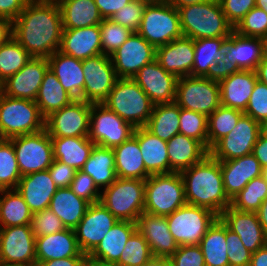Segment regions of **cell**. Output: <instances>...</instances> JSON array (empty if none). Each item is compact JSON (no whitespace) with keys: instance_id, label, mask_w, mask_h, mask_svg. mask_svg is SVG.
Wrapping results in <instances>:
<instances>
[{"instance_id":"6da1fadb","label":"cell","mask_w":267,"mask_h":266,"mask_svg":"<svg viewBox=\"0 0 267 266\" xmlns=\"http://www.w3.org/2000/svg\"><path fill=\"white\" fill-rule=\"evenodd\" d=\"M13 37L35 58H49L59 50L63 23L58 2L30 0L12 22Z\"/></svg>"},{"instance_id":"7a4b0ae2","label":"cell","mask_w":267,"mask_h":266,"mask_svg":"<svg viewBox=\"0 0 267 266\" xmlns=\"http://www.w3.org/2000/svg\"><path fill=\"white\" fill-rule=\"evenodd\" d=\"M187 204L211 210L218 216L231 206L223 184L220 161L208 154L201 162L180 172Z\"/></svg>"},{"instance_id":"3957f363","label":"cell","mask_w":267,"mask_h":266,"mask_svg":"<svg viewBox=\"0 0 267 266\" xmlns=\"http://www.w3.org/2000/svg\"><path fill=\"white\" fill-rule=\"evenodd\" d=\"M183 36L200 38H228L234 27L227 21L220 2L207 0L178 9Z\"/></svg>"},{"instance_id":"277c9868","label":"cell","mask_w":267,"mask_h":266,"mask_svg":"<svg viewBox=\"0 0 267 266\" xmlns=\"http://www.w3.org/2000/svg\"><path fill=\"white\" fill-rule=\"evenodd\" d=\"M102 104L135 128L146 126L154 106L132 78H119Z\"/></svg>"},{"instance_id":"5b68a950","label":"cell","mask_w":267,"mask_h":266,"mask_svg":"<svg viewBox=\"0 0 267 266\" xmlns=\"http://www.w3.org/2000/svg\"><path fill=\"white\" fill-rule=\"evenodd\" d=\"M99 202L119 221L137 222L144 212L145 180L117 178L104 188Z\"/></svg>"},{"instance_id":"8992f818","label":"cell","mask_w":267,"mask_h":266,"mask_svg":"<svg viewBox=\"0 0 267 266\" xmlns=\"http://www.w3.org/2000/svg\"><path fill=\"white\" fill-rule=\"evenodd\" d=\"M186 204L180 173L150 175L145 180V213L166 217Z\"/></svg>"},{"instance_id":"52a82bcc","label":"cell","mask_w":267,"mask_h":266,"mask_svg":"<svg viewBox=\"0 0 267 266\" xmlns=\"http://www.w3.org/2000/svg\"><path fill=\"white\" fill-rule=\"evenodd\" d=\"M137 33L155 49L181 38L178 9L166 2L147 4Z\"/></svg>"},{"instance_id":"ba28073f","label":"cell","mask_w":267,"mask_h":266,"mask_svg":"<svg viewBox=\"0 0 267 266\" xmlns=\"http://www.w3.org/2000/svg\"><path fill=\"white\" fill-rule=\"evenodd\" d=\"M0 124L8 139L45 129V118L36 102L0 95Z\"/></svg>"},{"instance_id":"9c48e42d","label":"cell","mask_w":267,"mask_h":266,"mask_svg":"<svg viewBox=\"0 0 267 266\" xmlns=\"http://www.w3.org/2000/svg\"><path fill=\"white\" fill-rule=\"evenodd\" d=\"M218 218L209 209L189 204L166 216L169 231L179 246L199 245Z\"/></svg>"},{"instance_id":"30bf717a","label":"cell","mask_w":267,"mask_h":266,"mask_svg":"<svg viewBox=\"0 0 267 266\" xmlns=\"http://www.w3.org/2000/svg\"><path fill=\"white\" fill-rule=\"evenodd\" d=\"M175 103L180 108L208 117L221 105L219 82L205 77H179Z\"/></svg>"},{"instance_id":"8fae6325","label":"cell","mask_w":267,"mask_h":266,"mask_svg":"<svg viewBox=\"0 0 267 266\" xmlns=\"http://www.w3.org/2000/svg\"><path fill=\"white\" fill-rule=\"evenodd\" d=\"M9 140L13 144L21 176L47 170L52 165L53 145L46 129Z\"/></svg>"},{"instance_id":"7c38bea8","label":"cell","mask_w":267,"mask_h":266,"mask_svg":"<svg viewBox=\"0 0 267 266\" xmlns=\"http://www.w3.org/2000/svg\"><path fill=\"white\" fill-rule=\"evenodd\" d=\"M135 127L102 103H91L89 139L98 146L114 148L130 139Z\"/></svg>"},{"instance_id":"4fadbf2b","label":"cell","mask_w":267,"mask_h":266,"mask_svg":"<svg viewBox=\"0 0 267 266\" xmlns=\"http://www.w3.org/2000/svg\"><path fill=\"white\" fill-rule=\"evenodd\" d=\"M0 266H36L31 225L0 227Z\"/></svg>"},{"instance_id":"5bb4252c","label":"cell","mask_w":267,"mask_h":266,"mask_svg":"<svg viewBox=\"0 0 267 266\" xmlns=\"http://www.w3.org/2000/svg\"><path fill=\"white\" fill-rule=\"evenodd\" d=\"M91 103L75 99L45 118V129L51 138L89 137Z\"/></svg>"},{"instance_id":"9a60e30c","label":"cell","mask_w":267,"mask_h":266,"mask_svg":"<svg viewBox=\"0 0 267 266\" xmlns=\"http://www.w3.org/2000/svg\"><path fill=\"white\" fill-rule=\"evenodd\" d=\"M260 134V123L244 114L236 127L209 150V154L218 161L251 154Z\"/></svg>"},{"instance_id":"2e32d148","label":"cell","mask_w":267,"mask_h":266,"mask_svg":"<svg viewBox=\"0 0 267 266\" xmlns=\"http://www.w3.org/2000/svg\"><path fill=\"white\" fill-rule=\"evenodd\" d=\"M85 76L83 100L102 103L119 79L110 55L99 54L82 60Z\"/></svg>"},{"instance_id":"e0dca14e","label":"cell","mask_w":267,"mask_h":266,"mask_svg":"<svg viewBox=\"0 0 267 266\" xmlns=\"http://www.w3.org/2000/svg\"><path fill=\"white\" fill-rule=\"evenodd\" d=\"M118 221L101 202L90 204L74 229L81 252L89 255Z\"/></svg>"},{"instance_id":"ac0fdd59","label":"cell","mask_w":267,"mask_h":266,"mask_svg":"<svg viewBox=\"0 0 267 266\" xmlns=\"http://www.w3.org/2000/svg\"><path fill=\"white\" fill-rule=\"evenodd\" d=\"M156 49L140 34L133 32L111 55L118 78H133L146 64L155 60Z\"/></svg>"},{"instance_id":"d6986e66","label":"cell","mask_w":267,"mask_h":266,"mask_svg":"<svg viewBox=\"0 0 267 266\" xmlns=\"http://www.w3.org/2000/svg\"><path fill=\"white\" fill-rule=\"evenodd\" d=\"M132 79L154 105L175 102L178 78L165 71L156 59L141 68Z\"/></svg>"},{"instance_id":"ffe728a7","label":"cell","mask_w":267,"mask_h":266,"mask_svg":"<svg viewBox=\"0 0 267 266\" xmlns=\"http://www.w3.org/2000/svg\"><path fill=\"white\" fill-rule=\"evenodd\" d=\"M48 68V58L33 57L21 70L2 82V93L12 98L35 101Z\"/></svg>"},{"instance_id":"44dd1931","label":"cell","mask_w":267,"mask_h":266,"mask_svg":"<svg viewBox=\"0 0 267 266\" xmlns=\"http://www.w3.org/2000/svg\"><path fill=\"white\" fill-rule=\"evenodd\" d=\"M229 230L236 233L251 253L266 244L267 233L258 221L256 212L238 211L228 206L219 216Z\"/></svg>"},{"instance_id":"7402d4cb","label":"cell","mask_w":267,"mask_h":266,"mask_svg":"<svg viewBox=\"0 0 267 266\" xmlns=\"http://www.w3.org/2000/svg\"><path fill=\"white\" fill-rule=\"evenodd\" d=\"M194 58V40L185 36L156 48L155 59L177 78L192 76Z\"/></svg>"},{"instance_id":"603a6c76","label":"cell","mask_w":267,"mask_h":266,"mask_svg":"<svg viewBox=\"0 0 267 266\" xmlns=\"http://www.w3.org/2000/svg\"><path fill=\"white\" fill-rule=\"evenodd\" d=\"M136 224L154 257L170 258L178 249L179 245L169 231L166 217L143 212Z\"/></svg>"},{"instance_id":"cb8c5ba5","label":"cell","mask_w":267,"mask_h":266,"mask_svg":"<svg viewBox=\"0 0 267 266\" xmlns=\"http://www.w3.org/2000/svg\"><path fill=\"white\" fill-rule=\"evenodd\" d=\"M223 54L240 70L255 71L265 56L263 38L245 37L233 31L224 41Z\"/></svg>"},{"instance_id":"d4e9b609","label":"cell","mask_w":267,"mask_h":266,"mask_svg":"<svg viewBox=\"0 0 267 266\" xmlns=\"http://www.w3.org/2000/svg\"><path fill=\"white\" fill-rule=\"evenodd\" d=\"M58 51L79 60L102 54L99 25L63 29Z\"/></svg>"},{"instance_id":"484cf974","label":"cell","mask_w":267,"mask_h":266,"mask_svg":"<svg viewBox=\"0 0 267 266\" xmlns=\"http://www.w3.org/2000/svg\"><path fill=\"white\" fill-rule=\"evenodd\" d=\"M225 192L232 200L253 178L262 175V167L251 153L227 161H220Z\"/></svg>"},{"instance_id":"4316f807","label":"cell","mask_w":267,"mask_h":266,"mask_svg":"<svg viewBox=\"0 0 267 266\" xmlns=\"http://www.w3.org/2000/svg\"><path fill=\"white\" fill-rule=\"evenodd\" d=\"M36 266L43 261L68 257H88L81 252L73 229L35 237Z\"/></svg>"},{"instance_id":"83f0119b","label":"cell","mask_w":267,"mask_h":266,"mask_svg":"<svg viewBox=\"0 0 267 266\" xmlns=\"http://www.w3.org/2000/svg\"><path fill=\"white\" fill-rule=\"evenodd\" d=\"M29 206L32 213L49 208L51 199L58 187L49 170L22 176L16 188Z\"/></svg>"},{"instance_id":"f1b7e54d","label":"cell","mask_w":267,"mask_h":266,"mask_svg":"<svg viewBox=\"0 0 267 266\" xmlns=\"http://www.w3.org/2000/svg\"><path fill=\"white\" fill-rule=\"evenodd\" d=\"M257 80L255 71L251 70H240L221 80V105L244 112Z\"/></svg>"},{"instance_id":"f546056e","label":"cell","mask_w":267,"mask_h":266,"mask_svg":"<svg viewBox=\"0 0 267 266\" xmlns=\"http://www.w3.org/2000/svg\"><path fill=\"white\" fill-rule=\"evenodd\" d=\"M48 61L49 68L55 73L64 90L74 99L83 100L85 76L82 60L56 51Z\"/></svg>"},{"instance_id":"4dcf8cb0","label":"cell","mask_w":267,"mask_h":266,"mask_svg":"<svg viewBox=\"0 0 267 266\" xmlns=\"http://www.w3.org/2000/svg\"><path fill=\"white\" fill-rule=\"evenodd\" d=\"M169 173H180L201 162L209 151L197 140L177 134L167 142Z\"/></svg>"},{"instance_id":"1f68e13d","label":"cell","mask_w":267,"mask_h":266,"mask_svg":"<svg viewBox=\"0 0 267 266\" xmlns=\"http://www.w3.org/2000/svg\"><path fill=\"white\" fill-rule=\"evenodd\" d=\"M136 230V222L118 221L88 255V259L107 264H116L125 249L128 239Z\"/></svg>"},{"instance_id":"d6a6232c","label":"cell","mask_w":267,"mask_h":266,"mask_svg":"<svg viewBox=\"0 0 267 266\" xmlns=\"http://www.w3.org/2000/svg\"><path fill=\"white\" fill-rule=\"evenodd\" d=\"M133 136L138 140L146 171L150 175L169 174L167 142L145 127H137Z\"/></svg>"},{"instance_id":"836d02e7","label":"cell","mask_w":267,"mask_h":266,"mask_svg":"<svg viewBox=\"0 0 267 266\" xmlns=\"http://www.w3.org/2000/svg\"><path fill=\"white\" fill-rule=\"evenodd\" d=\"M117 178L146 180L150 174L145 169L138 140L132 136L113 148Z\"/></svg>"},{"instance_id":"e575fe53","label":"cell","mask_w":267,"mask_h":266,"mask_svg":"<svg viewBox=\"0 0 267 266\" xmlns=\"http://www.w3.org/2000/svg\"><path fill=\"white\" fill-rule=\"evenodd\" d=\"M90 203L78 197L69 187L58 188L53 195L49 209L56 214L64 226L75 229L86 213Z\"/></svg>"},{"instance_id":"d590c367","label":"cell","mask_w":267,"mask_h":266,"mask_svg":"<svg viewBox=\"0 0 267 266\" xmlns=\"http://www.w3.org/2000/svg\"><path fill=\"white\" fill-rule=\"evenodd\" d=\"M63 29H77L100 25V15L94 0H60Z\"/></svg>"},{"instance_id":"8d00e7d4","label":"cell","mask_w":267,"mask_h":266,"mask_svg":"<svg viewBox=\"0 0 267 266\" xmlns=\"http://www.w3.org/2000/svg\"><path fill=\"white\" fill-rule=\"evenodd\" d=\"M51 141L54 159L76 171L82 169L95 146L89 137L51 138Z\"/></svg>"},{"instance_id":"74e56055","label":"cell","mask_w":267,"mask_h":266,"mask_svg":"<svg viewBox=\"0 0 267 266\" xmlns=\"http://www.w3.org/2000/svg\"><path fill=\"white\" fill-rule=\"evenodd\" d=\"M73 100L75 99L64 90L55 73L48 68L35 100L41 115L46 118L52 112L69 105Z\"/></svg>"},{"instance_id":"f35d334b","label":"cell","mask_w":267,"mask_h":266,"mask_svg":"<svg viewBox=\"0 0 267 266\" xmlns=\"http://www.w3.org/2000/svg\"><path fill=\"white\" fill-rule=\"evenodd\" d=\"M81 171L88 174L99 189L110 186L117 179L113 148L95 145Z\"/></svg>"},{"instance_id":"ab89813d","label":"cell","mask_w":267,"mask_h":266,"mask_svg":"<svg viewBox=\"0 0 267 266\" xmlns=\"http://www.w3.org/2000/svg\"><path fill=\"white\" fill-rule=\"evenodd\" d=\"M145 128L154 136L168 142L179 134L180 107L175 102L154 105Z\"/></svg>"},{"instance_id":"60d3db41","label":"cell","mask_w":267,"mask_h":266,"mask_svg":"<svg viewBox=\"0 0 267 266\" xmlns=\"http://www.w3.org/2000/svg\"><path fill=\"white\" fill-rule=\"evenodd\" d=\"M205 266H229L226 225L218 218L199 243Z\"/></svg>"},{"instance_id":"b9f144b4","label":"cell","mask_w":267,"mask_h":266,"mask_svg":"<svg viewBox=\"0 0 267 266\" xmlns=\"http://www.w3.org/2000/svg\"><path fill=\"white\" fill-rule=\"evenodd\" d=\"M0 194V227L31 225L33 213L18 190H0Z\"/></svg>"},{"instance_id":"7bdbcfd3","label":"cell","mask_w":267,"mask_h":266,"mask_svg":"<svg viewBox=\"0 0 267 266\" xmlns=\"http://www.w3.org/2000/svg\"><path fill=\"white\" fill-rule=\"evenodd\" d=\"M226 38H200L194 40L195 58L192 77H204L210 66L223 57V46Z\"/></svg>"},{"instance_id":"ee69618b","label":"cell","mask_w":267,"mask_h":266,"mask_svg":"<svg viewBox=\"0 0 267 266\" xmlns=\"http://www.w3.org/2000/svg\"><path fill=\"white\" fill-rule=\"evenodd\" d=\"M243 115L241 110L220 105L208 116V151L236 127Z\"/></svg>"},{"instance_id":"f6af8a7d","label":"cell","mask_w":267,"mask_h":266,"mask_svg":"<svg viewBox=\"0 0 267 266\" xmlns=\"http://www.w3.org/2000/svg\"><path fill=\"white\" fill-rule=\"evenodd\" d=\"M33 57L12 36L0 45V82L21 70Z\"/></svg>"},{"instance_id":"bcb514c9","label":"cell","mask_w":267,"mask_h":266,"mask_svg":"<svg viewBox=\"0 0 267 266\" xmlns=\"http://www.w3.org/2000/svg\"><path fill=\"white\" fill-rule=\"evenodd\" d=\"M267 198V182L263 176L253 178L231 200V207L243 212H256Z\"/></svg>"},{"instance_id":"7dc6e473","label":"cell","mask_w":267,"mask_h":266,"mask_svg":"<svg viewBox=\"0 0 267 266\" xmlns=\"http://www.w3.org/2000/svg\"><path fill=\"white\" fill-rule=\"evenodd\" d=\"M12 142L0 145V190L16 189L21 178Z\"/></svg>"},{"instance_id":"c3c4849f","label":"cell","mask_w":267,"mask_h":266,"mask_svg":"<svg viewBox=\"0 0 267 266\" xmlns=\"http://www.w3.org/2000/svg\"><path fill=\"white\" fill-rule=\"evenodd\" d=\"M179 134L199 141L208 150V117L180 108Z\"/></svg>"},{"instance_id":"681fc988","label":"cell","mask_w":267,"mask_h":266,"mask_svg":"<svg viewBox=\"0 0 267 266\" xmlns=\"http://www.w3.org/2000/svg\"><path fill=\"white\" fill-rule=\"evenodd\" d=\"M153 257L151 249L145 237L136 230L128 239L116 265L118 266H142Z\"/></svg>"},{"instance_id":"f907efd6","label":"cell","mask_w":267,"mask_h":266,"mask_svg":"<svg viewBox=\"0 0 267 266\" xmlns=\"http://www.w3.org/2000/svg\"><path fill=\"white\" fill-rule=\"evenodd\" d=\"M102 54L112 55L132 35V31L110 19H103L99 25Z\"/></svg>"},{"instance_id":"816d5d0a","label":"cell","mask_w":267,"mask_h":266,"mask_svg":"<svg viewBox=\"0 0 267 266\" xmlns=\"http://www.w3.org/2000/svg\"><path fill=\"white\" fill-rule=\"evenodd\" d=\"M234 31L245 37L263 38L267 34V13L255 6L234 27Z\"/></svg>"},{"instance_id":"f5cc1de1","label":"cell","mask_w":267,"mask_h":266,"mask_svg":"<svg viewBox=\"0 0 267 266\" xmlns=\"http://www.w3.org/2000/svg\"><path fill=\"white\" fill-rule=\"evenodd\" d=\"M146 6L147 3L145 2L132 0L118 12L114 13L109 19L130 29L132 32H137Z\"/></svg>"},{"instance_id":"db71d44e","label":"cell","mask_w":267,"mask_h":266,"mask_svg":"<svg viewBox=\"0 0 267 266\" xmlns=\"http://www.w3.org/2000/svg\"><path fill=\"white\" fill-rule=\"evenodd\" d=\"M31 227L35 237L51 235L66 229L60 218L49 208L32 214Z\"/></svg>"},{"instance_id":"11a10c76","label":"cell","mask_w":267,"mask_h":266,"mask_svg":"<svg viewBox=\"0 0 267 266\" xmlns=\"http://www.w3.org/2000/svg\"><path fill=\"white\" fill-rule=\"evenodd\" d=\"M244 114L259 123L267 120V86L257 80Z\"/></svg>"},{"instance_id":"9f6ffc18","label":"cell","mask_w":267,"mask_h":266,"mask_svg":"<svg viewBox=\"0 0 267 266\" xmlns=\"http://www.w3.org/2000/svg\"><path fill=\"white\" fill-rule=\"evenodd\" d=\"M69 188L90 204L100 201L101 192L94 180L81 170H77ZM100 192V193H99Z\"/></svg>"},{"instance_id":"6f0895ef","label":"cell","mask_w":267,"mask_h":266,"mask_svg":"<svg viewBox=\"0 0 267 266\" xmlns=\"http://www.w3.org/2000/svg\"><path fill=\"white\" fill-rule=\"evenodd\" d=\"M226 242L229 266H250L252 253L246 249L240 237L226 226Z\"/></svg>"},{"instance_id":"680465c9","label":"cell","mask_w":267,"mask_h":266,"mask_svg":"<svg viewBox=\"0 0 267 266\" xmlns=\"http://www.w3.org/2000/svg\"><path fill=\"white\" fill-rule=\"evenodd\" d=\"M169 260L171 266H205L204 256L199 245L178 246Z\"/></svg>"},{"instance_id":"91938a15","label":"cell","mask_w":267,"mask_h":266,"mask_svg":"<svg viewBox=\"0 0 267 266\" xmlns=\"http://www.w3.org/2000/svg\"><path fill=\"white\" fill-rule=\"evenodd\" d=\"M220 5L227 21L235 27L256 6V0H221Z\"/></svg>"},{"instance_id":"94428289","label":"cell","mask_w":267,"mask_h":266,"mask_svg":"<svg viewBox=\"0 0 267 266\" xmlns=\"http://www.w3.org/2000/svg\"><path fill=\"white\" fill-rule=\"evenodd\" d=\"M48 170L52 180L58 188L69 187L76 173V170L73 167L55 159Z\"/></svg>"},{"instance_id":"6125c7cd","label":"cell","mask_w":267,"mask_h":266,"mask_svg":"<svg viewBox=\"0 0 267 266\" xmlns=\"http://www.w3.org/2000/svg\"><path fill=\"white\" fill-rule=\"evenodd\" d=\"M240 69L237 65L231 63L226 56L223 55L222 59L210 66L208 73L204 76L212 81L220 82L221 80L229 77L231 74L239 72Z\"/></svg>"},{"instance_id":"be15d7a7","label":"cell","mask_w":267,"mask_h":266,"mask_svg":"<svg viewBox=\"0 0 267 266\" xmlns=\"http://www.w3.org/2000/svg\"><path fill=\"white\" fill-rule=\"evenodd\" d=\"M30 0H0V18L13 22Z\"/></svg>"},{"instance_id":"e7e4bbea","label":"cell","mask_w":267,"mask_h":266,"mask_svg":"<svg viewBox=\"0 0 267 266\" xmlns=\"http://www.w3.org/2000/svg\"><path fill=\"white\" fill-rule=\"evenodd\" d=\"M103 19H109L132 0H94Z\"/></svg>"},{"instance_id":"03108f58","label":"cell","mask_w":267,"mask_h":266,"mask_svg":"<svg viewBox=\"0 0 267 266\" xmlns=\"http://www.w3.org/2000/svg\"><path fill=\"white\" fill-rule=\"evenodd\" d=\"M88 257H68L40 262L37 266H85Z\"/></svg>"},{"instance_id":"003e7915","label":"cell","mask_w":267,"mask_h":266,"mask_svg":"<svg viewBox=\"0 0 267 266\" xmlns=\"http://www.w3.org/2000/svg\"><path fill=\"white\" fill-rule=\"evenodd\" d=\"M252 154L256 157L262 168L267 166V138L261 134L259 135L253 147Z\"/></svg>"},{"instance_id":"a7ac6f4b","label":"cell","mask_w":267,"mask_h":266,"mask_svg":"<svg viewBox=\"0 0 267 266\" xmlns=\"http://www.w3.org/2000/svg\"><path fill=\"white\" fill-rule=\"evenodd\" d=\"M13 36L12 22L5 18H0V45Z\"/></svg>"},{"instance_id":"89a4df30","label":"cell","mask_w":267,"mask_h":266,"mask_svg":"<svg viewBox=\"0 0 267 266\" xmlns=\"http://www.w3.org/2000/svg\"><path fill=\"white\" fill-rule=\"evenodd\" d=\"M250 266H267V247L266 246L252 253Z\"/></svg>"},{"instance_id":"2644e50d","label":"cell","mask_w":267,"mask_h":266,"mask_svg":"<svg viewBox=\"0 0 267 266\" xmlns=\"http://www.w3.org/2000/svg\"><path fill=\"white\" fill-rule=\"evenodd\" d=\"M257 79L267 86V56L261 60L255 69Z\"/></svg>"},{"instance_id":"8c879c8a","label":"cell","mask_w":267,"mask_h":266,"mask_svg":"<svg viewBox=\"0 0 267 266\" xmlns=\"http://www.w3.org/2000/svg\"><path fill=\"white\" fill-rule=\"evenodd\" d=\"M258 221L267 233V198L262 202L260 208L256 211Z\"/></svg>"},{"instance_id":"753ad0ef","label":"cell","mask_w":267,"mask_h":266,"mask_svg":"<svg viewBox=\"0 0 267 266\" xmlns=\"http://www.w3.org/2000/svg\"><path fill=\"white\" fill-rule=\"evenodd\" d=\"M142 266H171L169 258L166 257H152Z\"/></svg>"},{"instance_id":"34e18365","label":"cell","mask_w":267,"mask_h":266,"mask_svg":"<svg viewBox=\"0 0 267 266\" xmlns=\"http://www.w3.org/2000/svg\"><path fill=\"white\" fill-rule=\"evenodd\" d=\"M204 1L207 0H164V2L169 3L170 5L174 6L177 9L186 5L197 4Z\"/></svg>"},{"instance_id":"11e5206c","label":"cell","mask_w":267,"mask_h":266,"mask_svg":"<svg viewBox=\"0 0 267 266\" xmlns=\"http://www.w3.org/2000/svg\"><path fill=\"white\" fill-rule=\"evenodd\" d=\"M85 266H118L116 264L102 263L96 260L88 259Z\"/></svg>"},{"instance_id":"2a66077c","label":"cell","mask_w":267,"mask_h":266,"mask_svg":"<svg viewBox=\"0 0 267 266\" xmlns=\"http://www.w3.org/2000/svg\"><path fill=\"white\" fill-rule=\"evenodd\" d=\"M256 7L261 8L267 13V0H256Z\"/></svg>"},{"instance_id":"b9fcfbb0","label":"cell","mask_w":267,"mask_h":266,"mask_svg":"<svg viewBox=\"0 0 267 266\" xmlns=\"http://www.w3.org/2000/svg\"><path fill=\"white\" fill-rule=\"evenodd\" d=\"M260 133L263 137L267 138V120L260 123Z\"/></svg>"},{"instance_id":"09005b40","label":"cell","mask_w":267,"mask_h":266,"mask_svg":"<svg viewBox=\"0 0 267 266\" xmlns=\"http://www.w3.org/2000/svg\"><path fill=\"white\" fill-rule=\"evenodd\" d=\"M7 140H8V137L3 132V129H2L1 124H0V145L3 144L4 142H6Z\"/></svg>"},{"instance_id":"979ff035","label":"cell","mask_w":267,"mask_h":266,"mask_svg":"<svg viewBox=\"0 0 267 266\" xmlns=\"http://www.w3.org/2000/svg\"><path fill=\"white\" fill-rule=\"evenodd\" d=\"M136 1H142V2H145L147 4H156V3L164 2V0H136Z\"/></svg>"},{"instance_id":"deb4b68c","label":"cell","mask_w":267,"mask_h":266,"mask_svg":"<svg viewBox=\"0 0 267 266\" xmlns=\"http://www.w3.org/2000/svg\"><path fill=\"white\" fill-rule=\"evenodd\" d=\"M265 56H267V34L263 37Z\"/></svg>"},{"instance_id":"67dfc351","label":"cell","mask_w":267,"mask_h":266,"mask_svg":"<svg viewBox=\"0 0 267 266\" xmlns=\"http://www.w3.org/2000/svg\"><path fill=\"white\" fill-rule=\"evenodd\" d=\"M262 176L267 182V166L262 168Z\"/></svg>"},{"instance_id":"b62a3aed","label":"cell","mask_w":267,"mask_h":266,"mask_svg":"<svg viewBox=\"0 0 267 266\" xmlns=\"http://www.w3.org/2000/svg\"><path fill=\"white\" fill-rule=\"evenodd\" d=\"M41 1H46V2H59L60 0H41Z\"/></svg>"},{"instance_id":"603ad722","label":"cell","mask_w":267,"mask_h":266,"mask_svg":"<svg viewBox=\"0 0 267 266\" xmlns=\"http://www.w3.org/2000/svg\"><path fill=\"white\" fill-rule=\"evenodd\" d=\"M2 94V83L0 82V95Z\"/></svg>"}]
</instances>
